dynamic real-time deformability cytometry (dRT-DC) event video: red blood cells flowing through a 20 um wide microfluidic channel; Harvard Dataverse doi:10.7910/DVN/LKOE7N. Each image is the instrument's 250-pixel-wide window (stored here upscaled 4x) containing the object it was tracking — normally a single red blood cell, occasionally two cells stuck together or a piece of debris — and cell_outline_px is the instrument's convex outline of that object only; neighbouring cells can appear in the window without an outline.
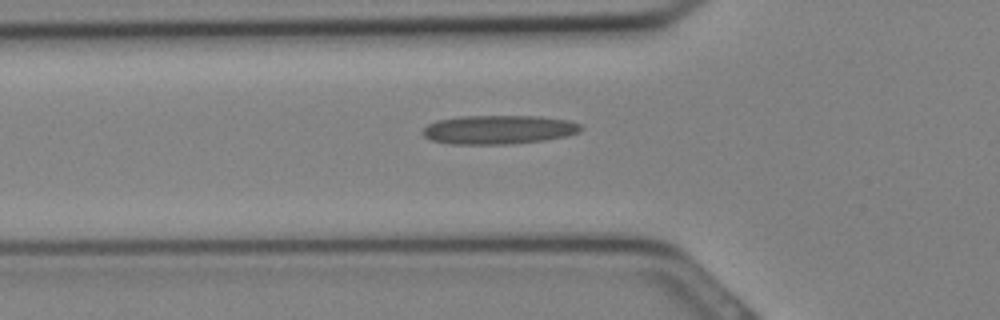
{"species": "Egyptian fruit bat (a non-hibernating species)", "species_latin": "Rousettus aegyptiacus", "temperature_condition": "cold", "stored_images_in_passage": 15, "camera_frame_rate_fps": 3000, "um_per_image_px": 0.085, "animal": {"sex": "female"}, "frame": {"image": 1, "passage_image": 3, "time_ms": 0.667, "image_size_px": [1000, 320], "cell_outline_px": [[584, 128], [580, 132], [568, 136], [544, 140], [508, 144], [452, 144], [432, 140], [424, 136], [420, 132], [428, 124], [436, 120], [460, 116], [536, 116], [568, 120], [580, 124]], "centroid_in_image_um": [42.39, 11.02], "position_along_channel_um": 83.4, "area_um2": 26.76}}
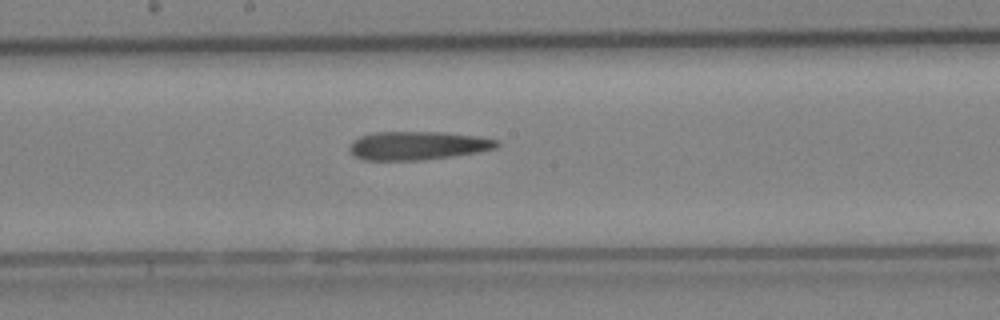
{"frame": {"image": 2, "passage_image": 9, "time_ms": 2.667, "image_size_px": [1000, 320], "cell_outline_px": [[500, 144], [496, 148], [480, 152], [424, 160], [364, 160], [356, 156], [348, 148], [352, 140], [360, 136], [372, 132], [440, 132], [480, 136], [500, 140]], "centroid_in_image_um": [35.53, 12.37], "position_along_channel_um": 212.7, "area_um2": 24.68}}
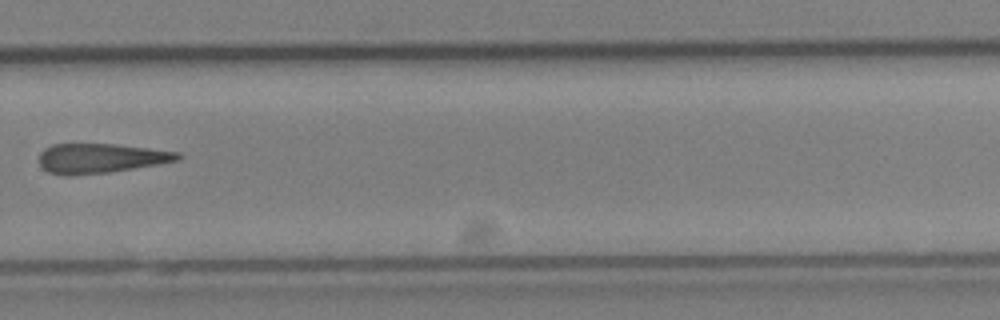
{"frame": {"image": 3, "passage_image": 14, "time_ms": 4.333, "image_size_px": [1000, 320], "cell_outline_px": [[184, 156], [180, 160], [108, 172], [72, 176], [64, 176], [48, 172], [40, 164], [40, 152], [44, 148], [52, 144], [112, 144], [148, 148], [180, 152]], "centroid_in_image_um": [8.54, 13.45], "position_along_channel_um": 321.3, "area_um2": 23.87}}